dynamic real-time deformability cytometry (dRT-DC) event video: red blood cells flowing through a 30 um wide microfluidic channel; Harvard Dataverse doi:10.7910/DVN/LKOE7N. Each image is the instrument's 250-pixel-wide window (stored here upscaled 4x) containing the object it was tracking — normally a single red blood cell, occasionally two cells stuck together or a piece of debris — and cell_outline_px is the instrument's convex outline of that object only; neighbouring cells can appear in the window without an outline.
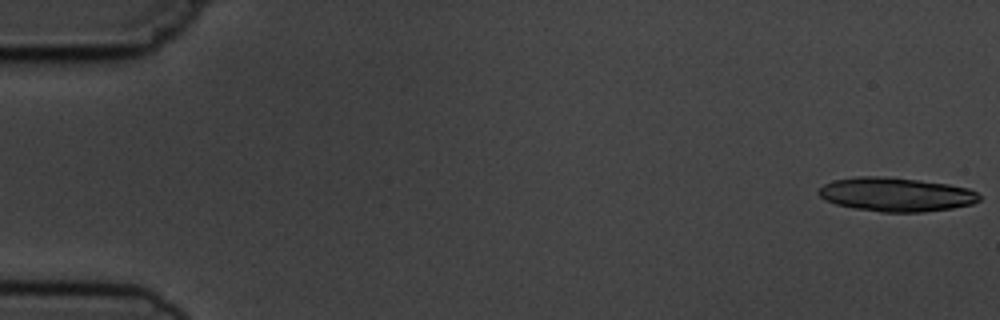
{"species": "common noctule bat (a hibernating species)", "species_latin": "Nyctalus noctula", "temperature_condition": "cold", "stored_images_in_passage": 6, "segment_of_instrument_passage": [2, 2], "camera_frame_rate_fps": 3000, "um_per_image_px": 0.085, "animal": {"sex": "male", "body_mass_g": 19.5, "forearm_length_mm": 54.6}, "frame": {"image": 1, "passage_image": 6, "time_ms": 6.0, "image_size_px": [1000, 320], "cell_outline_px": [[980, 200], [972, 204], [952, 208], [924, 212], [880, 212], [856, 208], [836, 204], [824, 200], [816, 192], [824, 184], [832, 180], [856, 176], [884, 176], [948, 184], [968, 188], [976, 192], [980, 196]], "centroid_in_image_um": [76.13, 16.53], "position_along_channel_um": 8.9, "area_um2": 31.79}}